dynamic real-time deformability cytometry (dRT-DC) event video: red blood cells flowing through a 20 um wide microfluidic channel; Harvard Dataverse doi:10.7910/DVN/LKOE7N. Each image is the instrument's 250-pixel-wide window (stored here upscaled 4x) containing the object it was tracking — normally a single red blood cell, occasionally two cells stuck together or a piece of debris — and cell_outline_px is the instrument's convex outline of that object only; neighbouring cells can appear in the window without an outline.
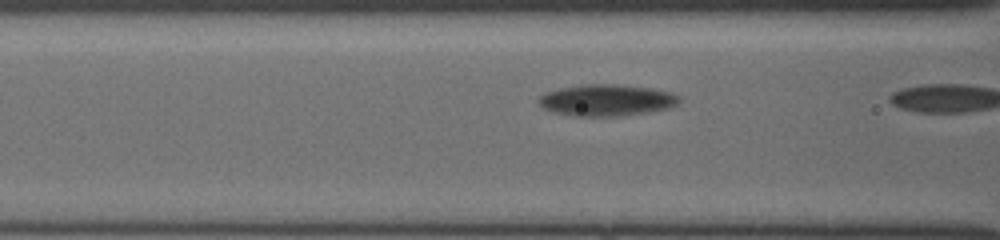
{"species": "common noctule bat (a hibernating species)", "species_latin": "Nyctalus noctula", "temperature_condition": "cold", "stored_images_in_passage": 7, "camera_frame_rate_fps": 3000, "um_per_image_px": 0.085, "animal": {"sex": "female", "body_mass_g": 19.5, "forearm_length_mm": 54.1}, "frame": {"image": 1, "passage_image": 6, "time_ms": 1.667, "image_size_px": [1000, 240], "cell_outline_px": [[680, 100], [676, 104], [664, 108], [644, 112], [616, 116], [572, 116], [556, 112], [544, 108], [536, 100], [544, 92], [560, 88], [580, 84], [616, 84], [644, 88], [668, 92], [676, 96]], "centroid_in_image_um": [51.43, 8.51], "position_along_channel_um": 115.2, "area_um2": 25.2}}